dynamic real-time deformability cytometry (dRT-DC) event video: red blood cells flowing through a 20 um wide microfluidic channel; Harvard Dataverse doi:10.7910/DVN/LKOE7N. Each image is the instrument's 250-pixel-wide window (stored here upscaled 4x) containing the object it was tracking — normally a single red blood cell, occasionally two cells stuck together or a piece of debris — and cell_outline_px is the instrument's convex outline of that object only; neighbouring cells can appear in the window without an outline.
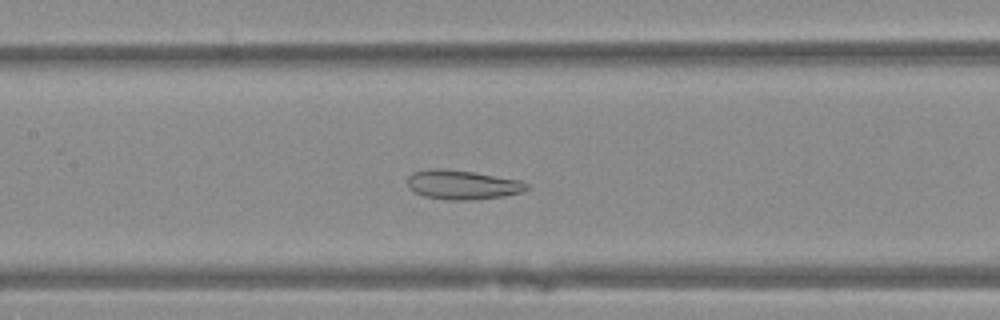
{"species": "Egyptian fruit bat (a non-hibernating species)", "species_latin": "Rousettus aegyptiacus", "temperature_condition": "warm", "stored_images_in_passage": 37, "segment_of_instrument_passage": [1, 2], "camera_frame_rate_fps": 3000, "um_per_image_px": 0.085, "animal": {"sex": "female"}, "frame": {"image": 1, "passage_image": 9, "time_ms": 2.667, "image_size_px": [1000, 320], "cell_outline_px": [[520, 188], [516, 192], [496, 196], [432, 196], [420, 192], [412, 188], [412, 176], [420, 172], [468, 172], [512, 180]], "centroid_in_image_um": [39.25, 15.68], "position_along_channel_um": 168.1, "area_um2": 15.66}}
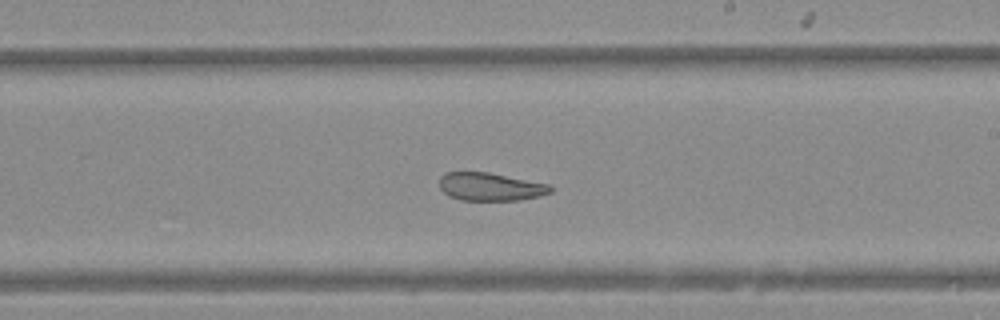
{"frame": {"image": 2, "passage_image": 15, "time_ms": 4.667, "image_size_px": [1000, 320], "cell_outline_px": [[552, 188], [548, 192], [532, 196], [512, 200], [468, 200], [452, 196], [440, 184], [440, 180], [448, 172], [484, 172], [540, 184]], "centroid_in_image_um": [41.58, 15.87], "position_along_channel_um": 247.4, "area_um2": 16.42}}
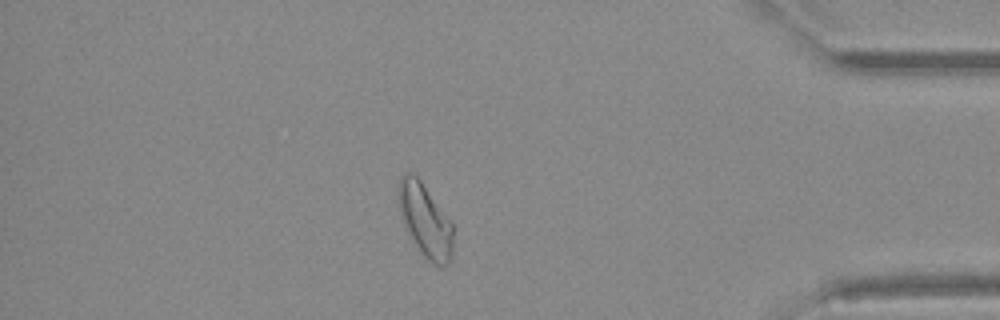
{"frame": {"image": 3, "passage_image": 29, "time_ms": 9.333, "image_size_px": [1000, 320], "cell_outline_px": [[452, 232], [448, 248], [428, 256], [424, 252], [416, 240], [408, 224], [404, 212], [404, 180], [416, 180], [420, 184], [452, 224]], "centroid_in_image_um": [36.2, 18.63], "position_along_channel_um": 399.0, "area_um2": 16.59}}